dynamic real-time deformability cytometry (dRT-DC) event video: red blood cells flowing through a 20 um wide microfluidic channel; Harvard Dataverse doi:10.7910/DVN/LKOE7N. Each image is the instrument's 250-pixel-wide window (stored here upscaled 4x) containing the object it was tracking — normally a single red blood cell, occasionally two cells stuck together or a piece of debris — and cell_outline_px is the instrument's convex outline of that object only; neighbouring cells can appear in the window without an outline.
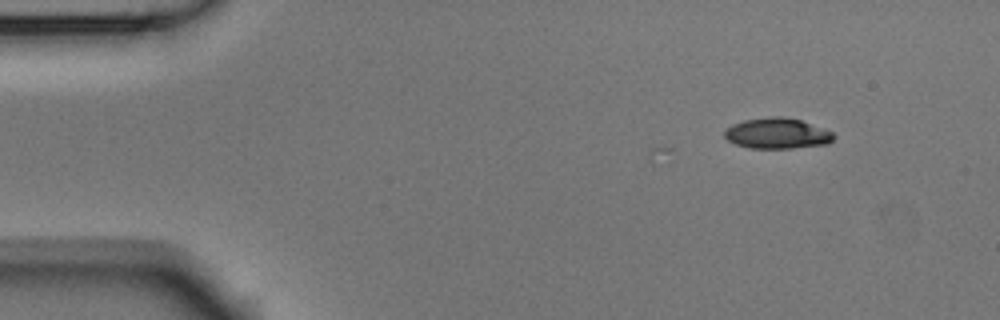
{"species": "Egyptian fruit bat (a non-hibernating species)", "species_latin": "Rousettus aegyptiacus", "temperature_condition": "room temperature", "stored_images_in_passage": 11, "camera_frame_rate_fps": 3000, "um_per_image_px": 0.085, "animal": {"sex": "male"}, "frame": {"image": 1, "passage_image": 1, "time_ms": 0.0, "image_size_px": [1000, 320], "cell_outline_px": [[836, 136], [828, 144], [792, 148], [748, 148], [736, 144], [728, 140], [724, 136], [724, 132], [732, 124], [744, 120], [772, 116], [780, 116], [800, 120], [824, 128], [832, 132]], "centroid_in_image_um": [66.07, 11.34], "position_along_channel_um": 18.9, "area_um2": 19.48}}
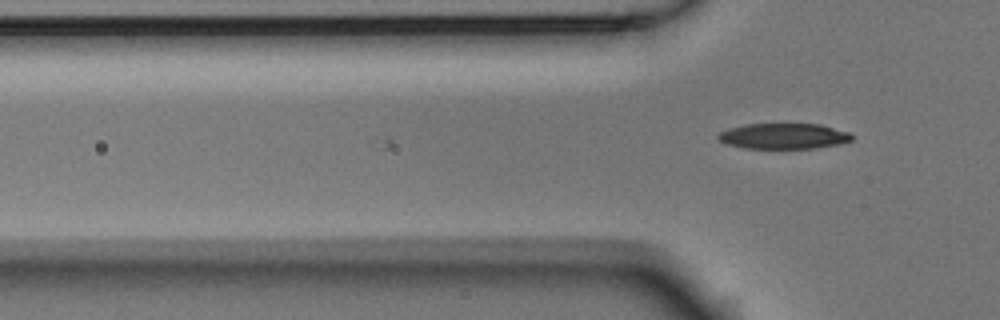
{"frame": {"image": 2, "passage_image": 11, "time_ms": 3.333, "image_size_px": [1000, 320], "cell_outline_px": [[852, 140], [840, 144], [816, 148], [744, 148], [728, 144], [720, 140], [716, 136], [720, 132], [728, 128], [744, 124], [820, 124], [848, 132], [852, 136]], "centroid_in_image_um": [66.6, 11.57], "position_along_channel_um": 59.2, "area_um2": 19.88}}